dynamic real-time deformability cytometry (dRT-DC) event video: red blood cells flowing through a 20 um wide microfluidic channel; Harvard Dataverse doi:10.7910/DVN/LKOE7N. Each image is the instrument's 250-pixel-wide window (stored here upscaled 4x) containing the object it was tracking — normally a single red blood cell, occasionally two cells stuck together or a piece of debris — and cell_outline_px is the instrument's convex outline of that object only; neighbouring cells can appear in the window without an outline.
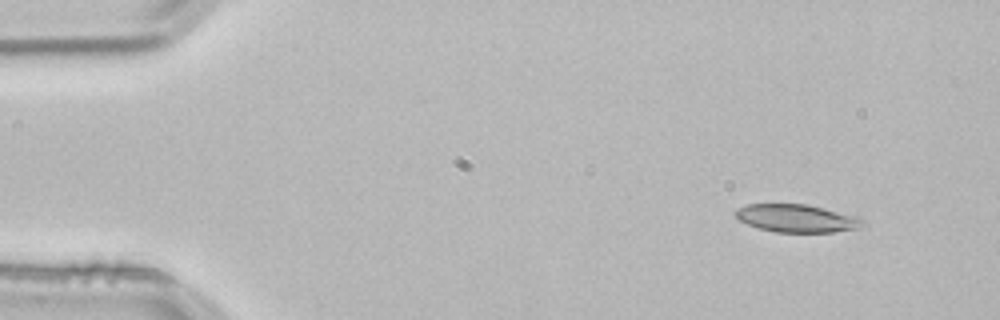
{"species": "common noctule bat (a hibernating species)", "species_latin": "Nyctalus noctula", "temperature_condition": "room temperature", "stored_images_in_passage": 4, "camera_frame_rate_fps": 3000, "um_per_image_px": 0.085, "animal": {"sex": "male", "body_mass_g": 21.5, "forearm_length_mm": 52.0}, "frame": {"image": 1, "passage_image": 4, "time_ms": 1.0, "image_size_px": [1000, 320], "cell_outline_px": [[864, 224], [852, 228], [832, 232], [776, 232], [756, 228], [740, 220], [732, 212], [736, 208], [748, 204], [808, 204], [856, 216], [864, 220]], "centroid_in_image_um": [67.64, 18.54], "position_along_channel_um": 17.4, "area_um2": 20.52}}